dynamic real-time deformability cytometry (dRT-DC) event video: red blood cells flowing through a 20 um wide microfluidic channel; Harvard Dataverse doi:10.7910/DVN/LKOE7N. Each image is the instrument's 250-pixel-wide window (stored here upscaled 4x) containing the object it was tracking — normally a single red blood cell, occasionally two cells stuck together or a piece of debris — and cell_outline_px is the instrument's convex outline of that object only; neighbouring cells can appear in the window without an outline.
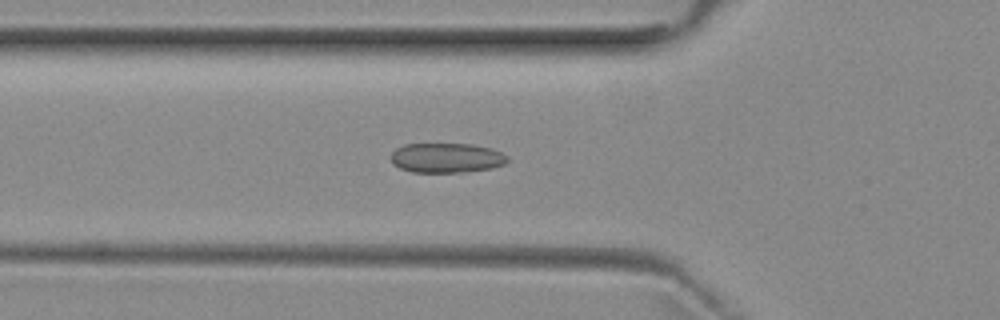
{"species": "common noctule bat (a hibernating species)", "species_latin": "Nyctalus noctula", "temperature_condition": "room temperature", "stored_images_in_passage": 52, "camera_frame_rate_fps": 3000, "um_per_image_px": 0.085, "animal": {"sex": "female", "body_mass_g": 29.2, "forearm_length_mm": 56.3}, "frame": {"image": 1, "passage_image": 18, "time_ms": 5.667, "image_size_px": [1000, 320], "cell_outline_px": [[508, 160], [504, 164], [492, 168], [464, 172], [412, 172], [400, 168], [392, 164], [392, 152], [396, 148], [404, 144], [472, 144], [492, 148], [508, 156]], "centroid_in_image_um": [37.96, 13.42], "position_along_channel_um": 87.8, "area_um2": 20.23}}
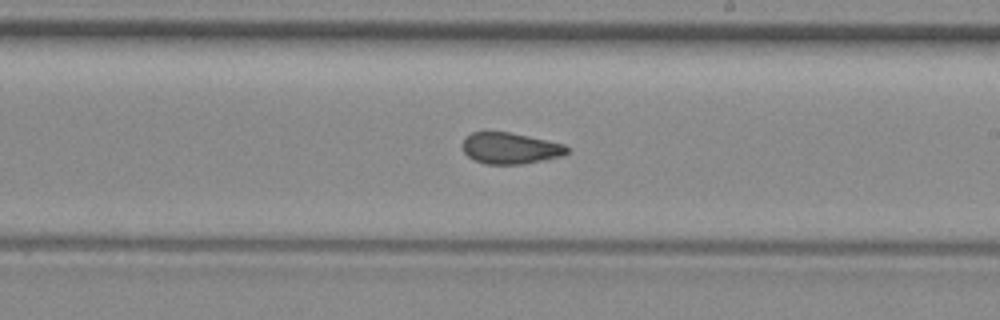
{"frame": {"image": 2, "passage_image": 30, "time_ms": 9.667, "image_size_px": [1000, 320], "cell_outline_px": [[568, 152], [560, 156], [548, 160], [524, 164], [484, 164], [468, 156], [464, 152], [464, 140], [472, 132], [508, 132], [528, 136], [564, 144], [568, 148]], "centroid_in_image_um": [43.4, 12.62], "position_along_channel_um": 245.6, "area_um2": 18.84}}
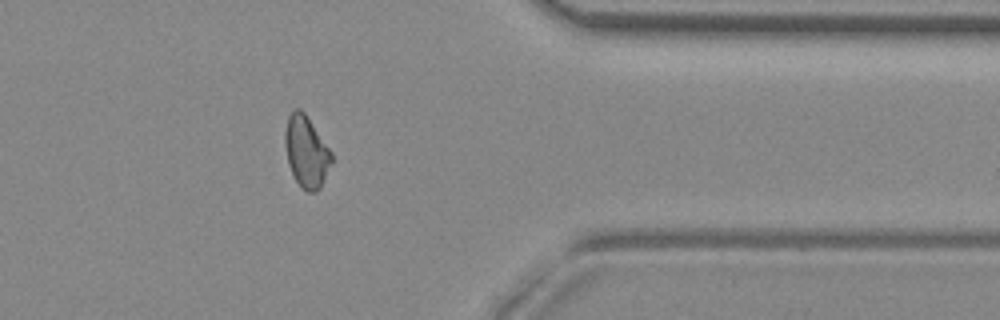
{"frame": {"image": 3, "passage_image": 42, "time_ms": 13.667, "image_size_px": [1000, 320], "cell_outline_px": [[332, 164], [320, 188], [316, 192], [308, 192], [300, 188], [288, 164], [284, 144], [284, 132], [288, 116], [296, 108], [300, 108], [304, 112], [332, 152]], "centroid_in_image_um": [26.03, 12.91], "position_along_channel_um": 385.4, "area_um2": 19.48}, "authors_computed_cell_mechanics": {"area_um2": 20.0566, "velocity_mm_per_s": 3.9356, "shape_relaxation_time_tau1_ms": null, "shape_relaxation_time_tau2_ms": 1.7007, "deformation_change_tau1": null, "deformation_change_tau2": 0.0689}}